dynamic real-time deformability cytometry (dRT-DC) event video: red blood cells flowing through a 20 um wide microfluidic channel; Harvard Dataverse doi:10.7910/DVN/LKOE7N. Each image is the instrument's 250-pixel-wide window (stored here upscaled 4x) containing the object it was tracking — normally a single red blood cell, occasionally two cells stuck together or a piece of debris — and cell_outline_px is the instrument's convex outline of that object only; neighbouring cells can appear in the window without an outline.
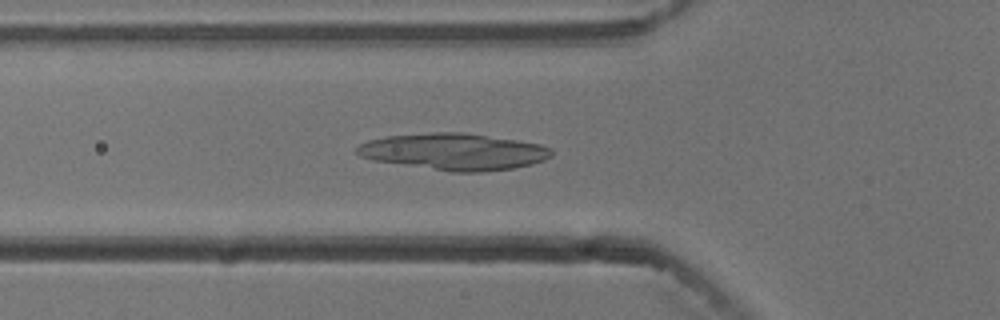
{"species": "common noctule bat (a hibernating species)", "species_latin": "Nyctalus noctula", "temperature_condition": "cold", "stored_images_in_passage": 46, "camera_frame_rate_fps": 3000, "um_per_image_px": 0.085, "animal": {"sex": "male", "body_mass_g": 13.3}, "frame": {"image": 1, "passage_image": 17, "time_ms": 5.333, "image_size_px": [1000, 320], "cell_outline_px": [[552, 156], [544, 160], [532, 164], [512, 168], [484, 172], [452, 172], [372, 160], [360, 156], [356, 152], [356, 148], [360, 144], [368, 140], [388, 136], [432, 132], [464, 132], [516, 140], [540, 144], [552, 148]], "centroid_in_image_um": [38.59, 12.89], "position_along_channel_um": 87.2, "area_um2": 41.56}}
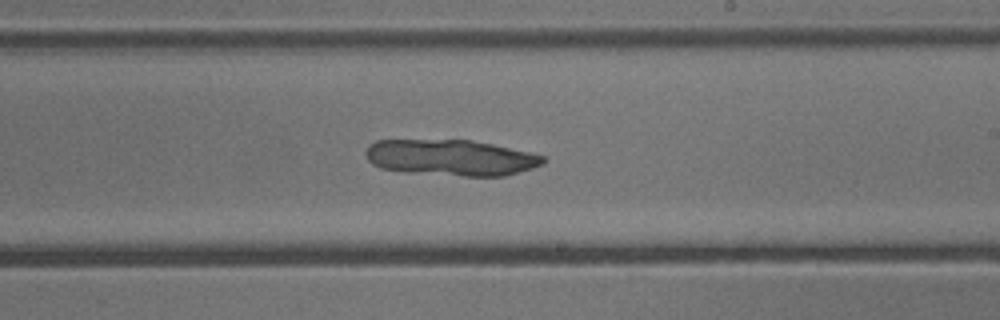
{"frame": {"image": 2, "passage_image": 30, "time_ms": 9.667, "image_size_px": [1000, 320], "cell_outline_px": [[544, 164], [532, 168], [504, 176], [464, 176], [408, 172], [380, 168], [372, 164], [364, 156], [364, 152], [368, 144], [376, 140], [472, 140], [492, 144], [528, 152], [544, 156]], "centroid_in_image_um": [38.27, 13.39], "position_along_channel_um": 250.7, "area_um2": 37.28}}
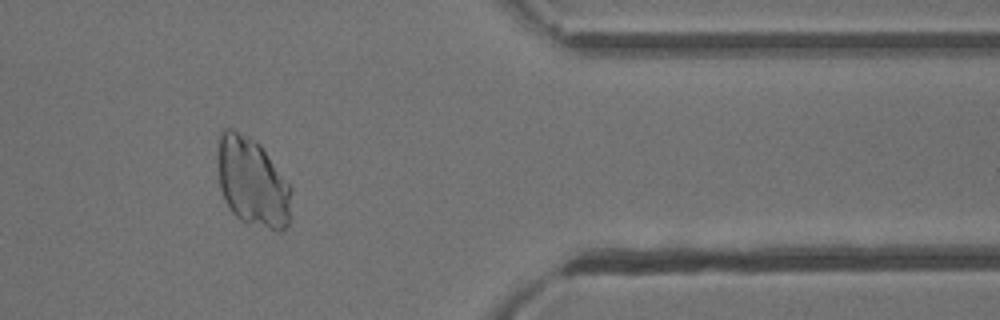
{"frame": {"image": 3, "passage_image": 43, "time_ms": 14.0, "image_size_px": [1000, 320], "cell_outline_px": [[292, 188], [288, 224], [280, 232], [276, 232], [240, 220], [232, 212], [224, 200], [220, 188], [216, 156], [220, 132], [224, 128], [232, 128], [248, 136], [260, 144], [292, 184]], "centroid_in_image_um": [21.46, 15.46], "position_along_channel_um": 389.9, "area_um2": 38.96}}